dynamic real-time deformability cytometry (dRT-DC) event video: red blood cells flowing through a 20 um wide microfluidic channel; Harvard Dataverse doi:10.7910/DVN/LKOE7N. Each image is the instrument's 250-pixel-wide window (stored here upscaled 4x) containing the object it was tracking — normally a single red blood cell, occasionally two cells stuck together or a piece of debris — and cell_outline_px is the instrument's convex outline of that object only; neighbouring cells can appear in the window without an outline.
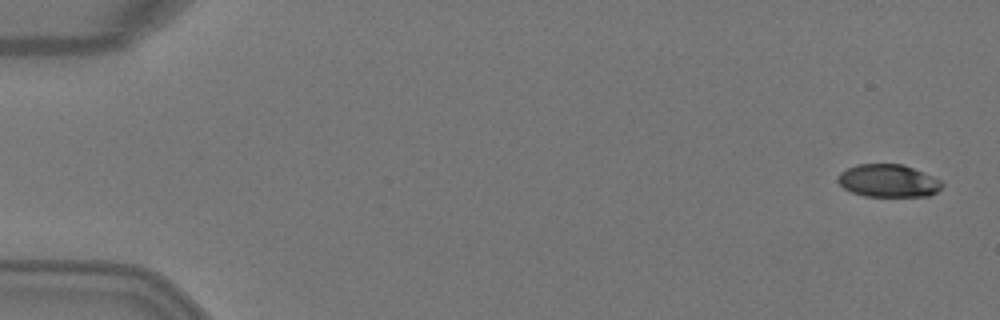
{"species": "Egyptian fruit bat (a non-hibernating species)", "species_latin": "Rousettus aegyptiacus", "temperature_condition": "warm", "stored_images_in_passage": 4, "camera_frame_rate_fps": 3000, "um_per_image_px": 0.085, "animal": {"sex": "female"}, "frame": {"image": 1, "passage_image": 1, "time_ms": 0.0, "image_size_px": [1000, 320], "cell_outline_px": [[944, 184], [936, 192], [928, 196], [864, 196], [852, 192], [844, 188], [836, 180], [836, 176], [840, 172], [856, 164], [904, 164], [932, 176], [940, 180]], "centroid_in_image_um": [75.47, 15.36], "position_along_channel_um": 9.5, "area_um2": 19.88}}
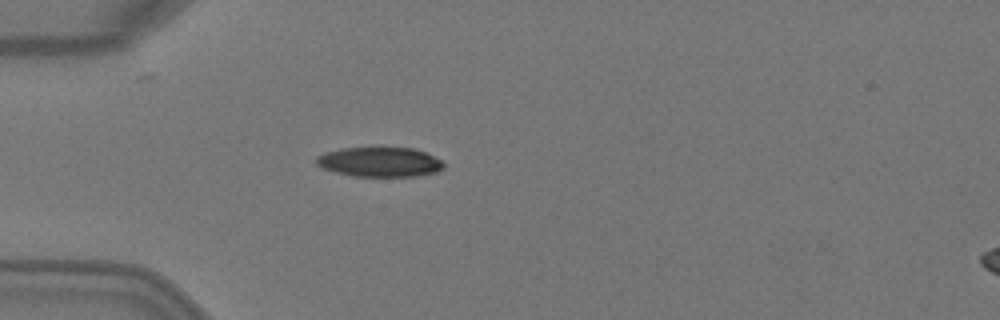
{"frame": {"image": 2, "passage_image": 4, "time_ms": 1.0, "image_size_px": [1000, 320], "cell_outline_px": [[444, 168], [436, 172], [416, 176], [352, 176], [336, 172], [324, 168], [316, 164], [316, 156], [340, 148], [380, 144], [412, 148], [424, 152], [440, 160], [444, 164]], "centroid_in_image_um": [32.26, 13.71], "position_along_channel_um": 52.7, "area_um2": 22.77}}